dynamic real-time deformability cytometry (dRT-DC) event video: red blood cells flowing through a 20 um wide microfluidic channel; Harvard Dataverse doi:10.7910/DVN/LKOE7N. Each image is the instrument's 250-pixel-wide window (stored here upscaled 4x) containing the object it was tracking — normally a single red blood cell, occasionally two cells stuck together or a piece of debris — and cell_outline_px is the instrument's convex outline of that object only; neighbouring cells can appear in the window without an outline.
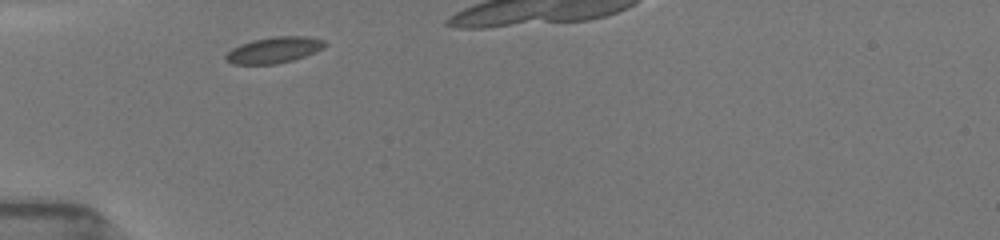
{"species": "common noctule bat (a hibernating species)", "species_latin": "Nyctalus noctula", "temperature_condition": "room temperature", "stored_images_in_passage": 6, "camera_frame_rate_fps": 3000, "um_per_image_px": 0.085, "animal": {"sex": "female", "body_mass_g": 19.5, "forearm_length_mm": 54.1}, "frame": {"image": 1, "passage_image": 1, "time_ms": 0.0, "image_size_px": [1000, 240], "cell_outline_px": [[328, 44], [324, 48], [316, 52], [292, 60], [276, 64], [232, 64], [224, 60], [224, 56], [232, 48], [240, 44], [252, 40], [276, 36], [308, 36], [324, 40]], "centroid_in_image_um": [23.3, 4.25], "position_along_channel_um": 61.7, "area_um2": 15.2}}
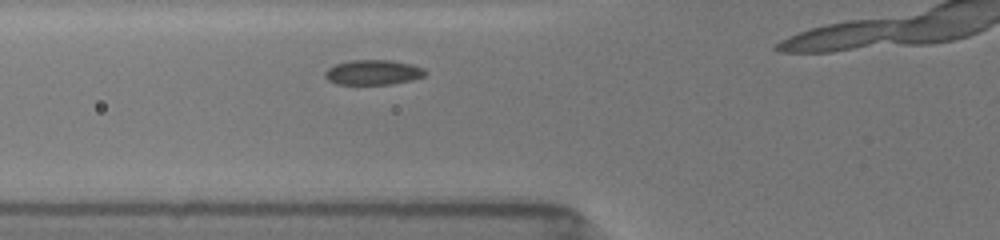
{"frame": {"image": 2, "passage_image": 2, "time_ms": 1.0, "image_size_px": [1000, 240], "cell_outline_px": [[428, 72], [424, 76], [412, 80], [392, 84], [336, 84], [328, 80], [324, 76], [324, 72], [328, 68], [336, 64], [352, 60], [388, 60], [412, 64], [424, 68]], "centroid_in_image_um": [31.73, 6.15], "position_along_channel_um": 94.1, "area_um2": 14.62}}